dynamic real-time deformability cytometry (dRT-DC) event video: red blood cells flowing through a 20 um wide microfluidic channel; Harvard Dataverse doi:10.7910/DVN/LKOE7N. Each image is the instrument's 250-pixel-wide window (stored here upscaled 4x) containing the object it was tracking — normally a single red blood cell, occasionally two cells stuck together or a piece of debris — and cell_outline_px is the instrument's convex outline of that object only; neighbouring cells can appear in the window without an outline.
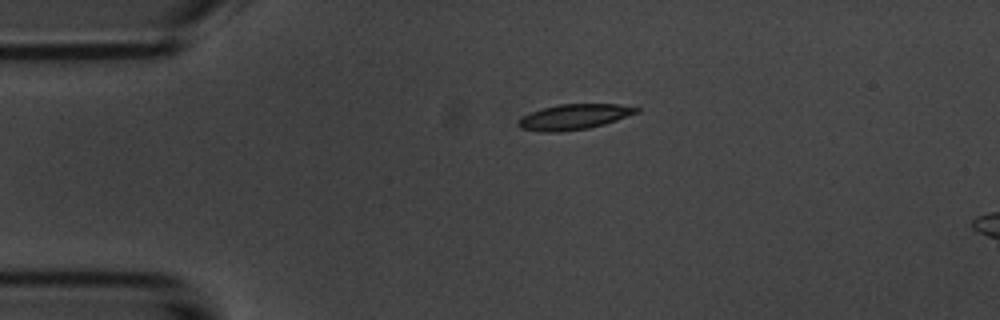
{"species": "common noctule bat (a hibernating species)", "species_latin": "Nyctalus noctula", "temperature_condition": "room temperature", "stored_images_in_passage": 5, "camera_frame_rate_fps": 3000, "um_per_image_px": 0.085, "animal": {"sex": "male", "body_mass_g": 20.1, "forearm_length_mm": 53.5}, "frame": {"image": 1, "passage_image": 5, "time_ms": 4.667, "image_size_px": [1000, 320], "cell_outline_px": [[640, 112], [604, 124], [588, 128], [560, 132], [544, 132], [520, 128], [516, 124], [516, 120], [520, 116], [544, 108], [560, 104], [616, 104], [640, 108]], "centroid_in_image_um": [48.76, 9.94], "position_along_channel_um": 36.2, "area_um2": 17.46}}